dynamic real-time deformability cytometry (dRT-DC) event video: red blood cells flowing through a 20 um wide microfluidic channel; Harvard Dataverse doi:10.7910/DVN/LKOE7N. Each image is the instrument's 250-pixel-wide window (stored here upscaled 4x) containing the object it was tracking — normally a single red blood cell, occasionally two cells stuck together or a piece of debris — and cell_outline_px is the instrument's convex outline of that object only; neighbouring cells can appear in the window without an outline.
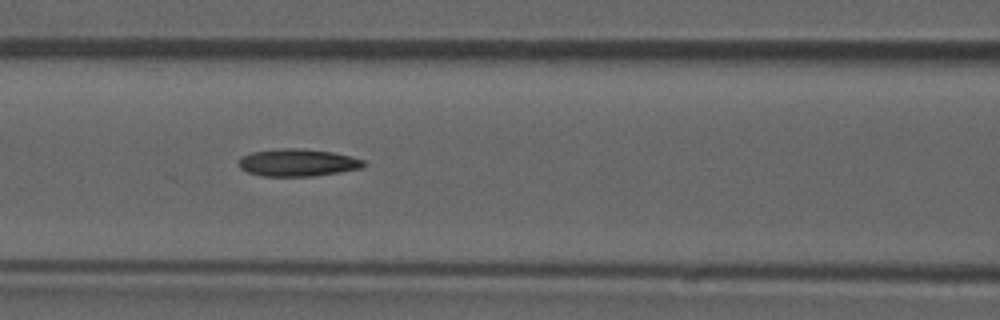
{"species": "common noctule bat (a hibernating species)", "species_latin": "Nyctalus noctula", "temperature_condition": "room temperature", "stored_images_in_passage": 7, "camera_frame_rate_fps": 3000, "um_per_image_px": 0.085, "animal": {"sex": "male", "forearm_length_mm": 52.5}, "frame": {"image": 1, "passage_image": 3, "time_ms": 0.667, "image_size_px": [1000, 320], "cell_outline_px": [[368, 164], [360, 168], [340, 172], [312, 176], [264, 176], [248, 172], [240, 168], [236, 164], [240, 156], [252, 152], [280, 148], [300, 148], [332, 152], [352, 156], [364, 160]], "centroid_in_image_um": [25.28, 13.81], "position_along_channel_um": 141.3, "area_um2": 20.11}}